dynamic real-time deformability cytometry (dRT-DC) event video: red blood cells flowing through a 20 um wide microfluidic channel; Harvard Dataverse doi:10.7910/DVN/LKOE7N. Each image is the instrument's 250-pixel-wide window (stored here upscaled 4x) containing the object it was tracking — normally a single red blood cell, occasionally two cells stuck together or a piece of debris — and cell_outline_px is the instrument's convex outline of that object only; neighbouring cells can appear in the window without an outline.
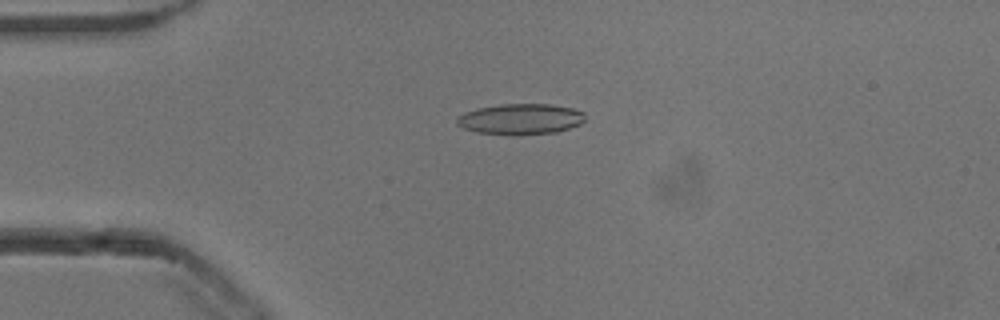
{"species": "common noctule bat (a hibernating species)", "species_latin": "Nyctalus noctula", "temperature_condition": "cold", "stored_images_in_passage": 16, "camera_frame_rate_fps": 3000, "um_per_image_px": 0.085, "animal": {"sex": "male", "body_mass_g": 13.3}, "frame": {"image": 1, "passage_image": 13, "time_ms": 4.0, "image_size_px": [1000, 320], "cell_outline_px": [[584, 120], [580, 124], [556, 132], [476, 132], [464, 128], [456, 124], [456, 116], [464, 112], [476, 108], [500, 104], [552, 104], [572, 108], [584, 112]], "centroid_in_image_um": [44.22, 10.06], "position_along_channel_um": 40.8, "area_um2": 22.14}}